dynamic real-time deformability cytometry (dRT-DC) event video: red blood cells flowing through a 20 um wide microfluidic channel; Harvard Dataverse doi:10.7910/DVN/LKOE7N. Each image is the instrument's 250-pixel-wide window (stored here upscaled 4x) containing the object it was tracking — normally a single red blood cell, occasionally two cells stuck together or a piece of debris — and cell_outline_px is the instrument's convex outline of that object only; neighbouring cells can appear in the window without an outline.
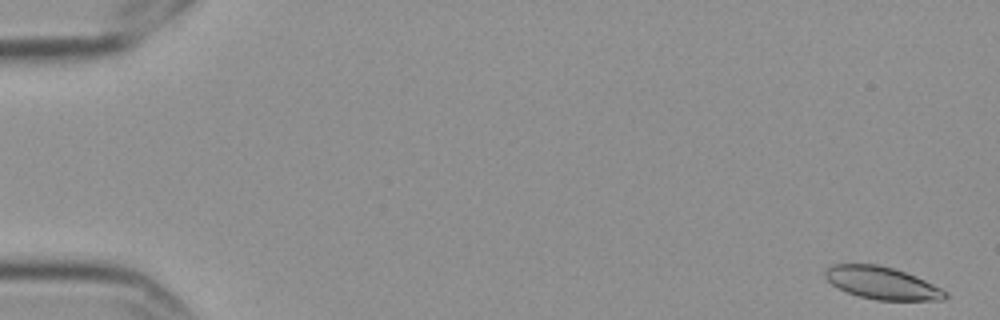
{"species": "Egyptian fruit bat (a non-hibernating species)", "species_latin": "Rousettus aegyptiacus", "temperature_condition": "cold", "stored_images_in_passage": 4, "camera_frame_rate_fps": 3000, "um_per_image_px": 0.085, "frame": {"image": 1, "passage_image": 1, "time_ms": 0.0, "image_size_px": [1000, 320], "cell_outline_px": [[948, 296], [944, 300], [876, 300], [860, 296], [848, 292], [832, 284], [824, 276], [824, 272], [832, 264], [876, 264], [892, 268], [916, 276], [948, 292]], "centroid_in_image_um": [74.98, 24.06], "position_along_channel_um": 10.0, "area_um2": 22.43}}